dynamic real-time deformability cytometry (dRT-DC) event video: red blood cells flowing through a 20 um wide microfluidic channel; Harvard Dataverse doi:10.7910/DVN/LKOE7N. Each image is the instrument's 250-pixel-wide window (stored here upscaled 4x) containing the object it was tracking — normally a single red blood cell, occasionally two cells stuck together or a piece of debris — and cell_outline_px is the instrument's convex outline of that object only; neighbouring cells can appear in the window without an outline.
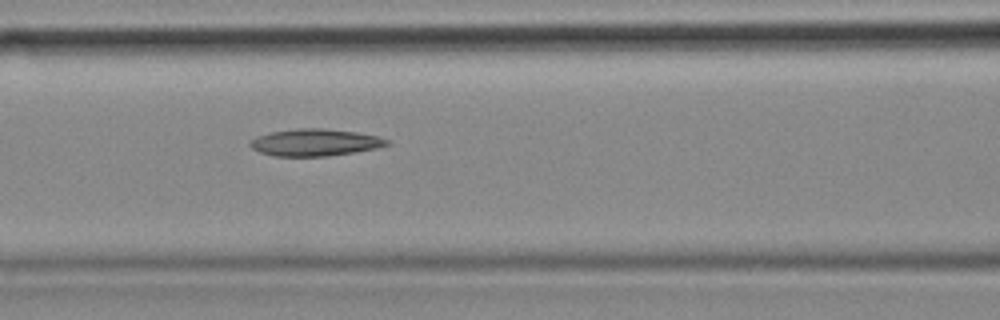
{"species": "common noctule bat (a hibernating species)", "species_latin": "Nyctalus noctula", "temperature_condition": "cold", "stored_images_in_passage": 41, "camera_frame_rate_fps": 3000, "um_per_image_px": 0.085, "animal": {"sex": "female", "body_mass_g": 18.4}, "frame": {"image": 1, "passage_image": 12, "time_ms": 3.667, "image_size_px": [1000, 320], "cell_outline_px": [[392, 144], [376, 148], [352, 152], [324, 156], [276, 156], [260, 152], [252, 148], [248, 144], [256, 136], [272, 132], [296, 128], [320, 128], [356, 132], [376, 136], [388, 140]], "centroid_in_image_um": [26.76, 12.1], "position_along_channel_um": 139.8, "area_um2": 21.27}}
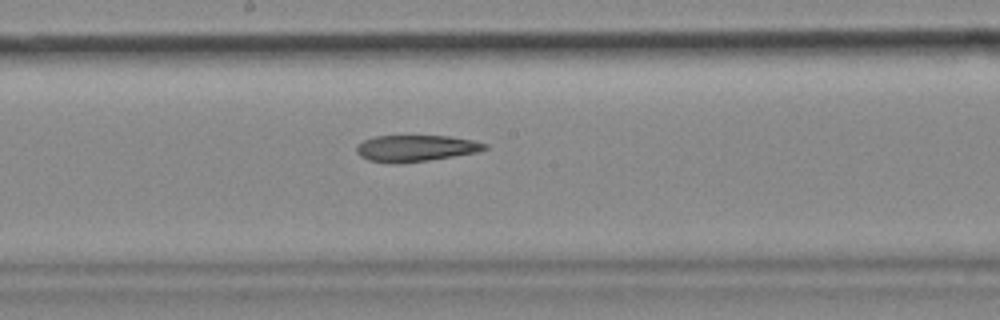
{"frame": {"image": 2, "passage_image": 18, "time_ms": 5.667, "image_size_px": [1000, 320], "cell_outline_px": [[488, 148], [476, 152], [428, 160], [396, 164], [392, 164], [368, 160], [360, 156], [356, 152], [356, 144], [372, 136], [448, 136], [472, 140], [488, 144]], "centroid_in_image_um": [35.28, 12.6], "position_along_channel_um": 212.9, "area_um2": 19.77}}